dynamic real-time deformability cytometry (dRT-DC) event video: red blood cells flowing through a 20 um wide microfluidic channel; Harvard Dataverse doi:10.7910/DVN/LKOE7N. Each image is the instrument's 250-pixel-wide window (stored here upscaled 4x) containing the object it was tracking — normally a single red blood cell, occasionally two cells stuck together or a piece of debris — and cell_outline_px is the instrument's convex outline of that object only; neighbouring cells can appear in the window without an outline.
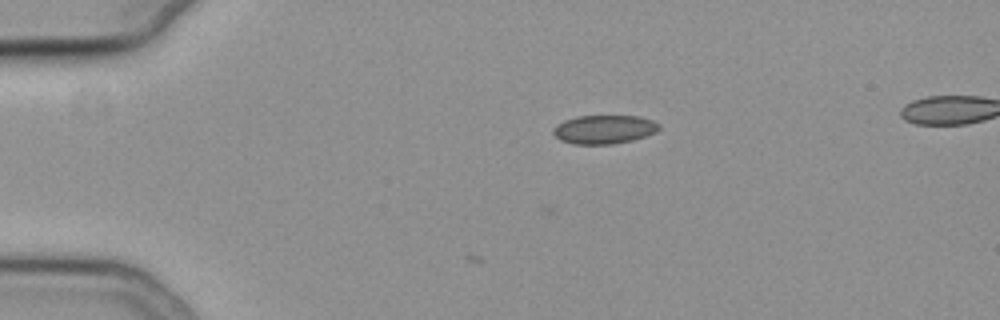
{"species": "common noctule bat (a hibernating species)", "species_latin": "Nyctalus noctula", "temperature_condition": "cold", "stored_images_in_passage": 7, "camera_frame_rate_fps": 3000, "um_per_image_px": 0.085, "animal": {"sex": "female", "body_mass_g": 19.3, "forearm_length_mm": 54.1}, "frame": {"image": 1, "passage_image": 1, "time_ms": 0.0, "image_size_px": [1000, 320], "cell_outline_px": [[660, 128], [656, 132], [632, 140], [612, 144], [572, 144], [560, 140], [552, 132], [552, 128], [556, 124], [564, 120], [576, 116], [640, 116], [652, 120], [660, 124]], "centroid_in_image_um": [51.33, 10.99], "position_along_channel_um": 33.7, "area_um2": 17.8}}